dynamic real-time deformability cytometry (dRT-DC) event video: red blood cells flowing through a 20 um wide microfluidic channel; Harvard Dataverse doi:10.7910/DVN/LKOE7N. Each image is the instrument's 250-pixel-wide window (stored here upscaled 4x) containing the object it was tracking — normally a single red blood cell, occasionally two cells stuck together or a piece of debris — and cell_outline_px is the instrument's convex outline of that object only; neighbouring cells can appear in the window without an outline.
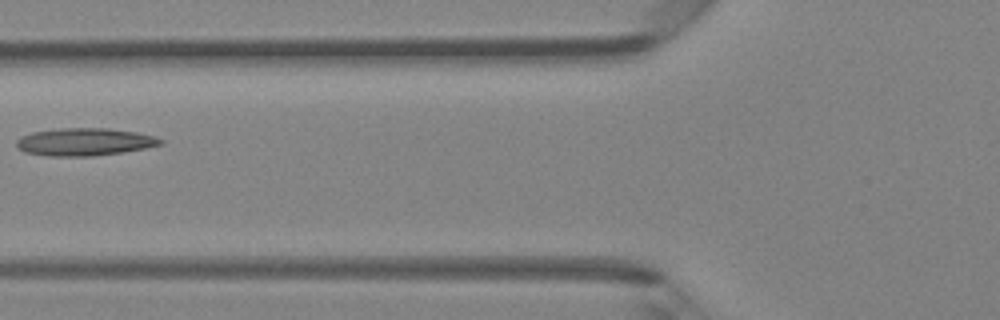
{"species": "Egyptian fruit bat (a non-hibernating species)", "species_latin": "Rousettus aegyptiacus", "temperature_condition": "room temperature", "stored_images_in_passage": 6, "camera_frame_rate_fps": 3000, "um_per_image_px": 0.085, "animal": {"sex": "female"}, "frame": {"image": 1, "passage_image": 6, "time_ms": 1.667, "image_size_px": [1000, 320], "cell_outline_px": [[164, 144], [144, 148], [120, 152], [92, 156], [48, 156], [24, 152], [16, 144], [16, 140], [20, 136], [32, 132], [60, 128], [108, 128], [136, 132], [156, 136], [164, 140]], "centroid_in_image_um": [7.19, 12.05], "position_along_channel_um": 118.6, "area_um2": 23.18}}